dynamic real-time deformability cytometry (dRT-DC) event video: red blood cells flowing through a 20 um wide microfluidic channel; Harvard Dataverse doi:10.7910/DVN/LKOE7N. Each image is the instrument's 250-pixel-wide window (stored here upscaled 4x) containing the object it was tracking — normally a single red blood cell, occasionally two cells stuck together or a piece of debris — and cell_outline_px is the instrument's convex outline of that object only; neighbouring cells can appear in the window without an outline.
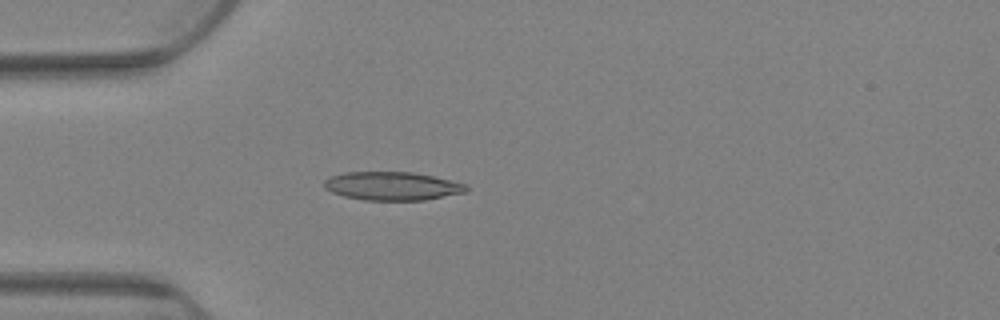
{"species": "Egyptian fruit bat (a non-hibernating species)", "species_latin": "Rousettus aegyptiacus", "temperature_condition": "warm", "stored_images_in_passage": 68, "camera_frame_rate_fps": 3000, "um_per_image_px": 0.085, "animal": {"sex": "female"}, "frame": {"image": 1, "passage_image": 11, "time_ms": 3.333, "image_size_px": [1000, 320], "cell_outline_px": [[468, 192], [424, 200], [364, 200], [344, 196], [332, 192], [324, 188], [324, 180], [328, 176], [344, 172], [412, 172], [432, 176], [468, 184]], "centroid_in_image_um": [33.34, 15.81], "position_along_channel_um": 51.7, "area_um2": 23.7}}
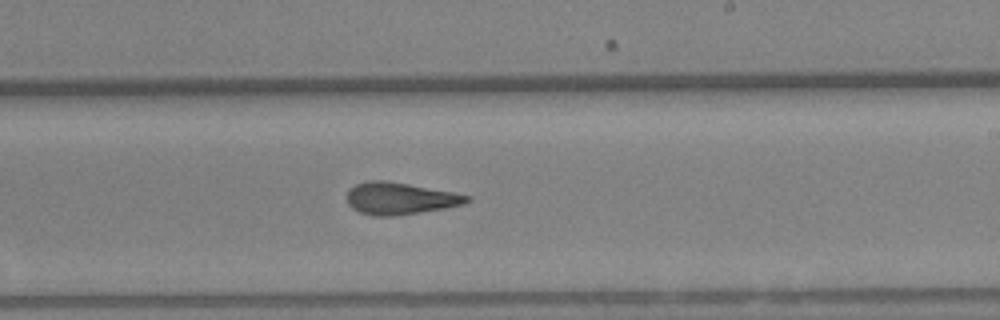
{"frame": {"image": 2, "passage_image": 36, "time_ms": 11.667, "image_size_px": [1000, 320], "cell_outline_px": [[472, 200], [464, 204], [444, 208], [420, 212], [392, 216], [376, 216], [360, 212], [352, 208], [348, 204], [348, 188], [356, 184], [368, 180], [384, 180], [408, 184], [452, 192], [472, 196]], "centroid_in_image_um": [34.0, 16.86], "position_along_channel_um": 255.0, "area_um2": 22.25}}
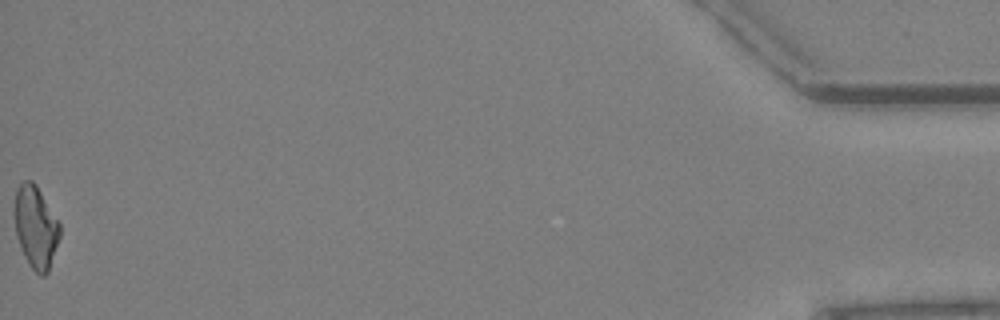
{"frame": {"image": 3, "passage_image": 68, "time_ms": 22.333, "image_size_px": [1000, 320], "cell_outline_px": [[60, 236], [48, 272], [44, 276], [40, 276], [28, 264], [24, 256], [16, 236], [16, 188], [24, 180], [32, 180], [36, 184], [60, 224]], "centroid_in_image_um": [3.05, 19.32], "position_along_channel_um": 432.1, "area_um2": 21.39}, "authors_computed_cell_mechanics": {"area_um2": 22.1663, "velocity_mm_per_s": 2.5813, "shape_relaxation_time_tau1_ms": null, "shape_relaxation_time_tau2_ms": 4.0667, "deformation_change_tau1": null, "deformation_change_tau2": 0.1356}}